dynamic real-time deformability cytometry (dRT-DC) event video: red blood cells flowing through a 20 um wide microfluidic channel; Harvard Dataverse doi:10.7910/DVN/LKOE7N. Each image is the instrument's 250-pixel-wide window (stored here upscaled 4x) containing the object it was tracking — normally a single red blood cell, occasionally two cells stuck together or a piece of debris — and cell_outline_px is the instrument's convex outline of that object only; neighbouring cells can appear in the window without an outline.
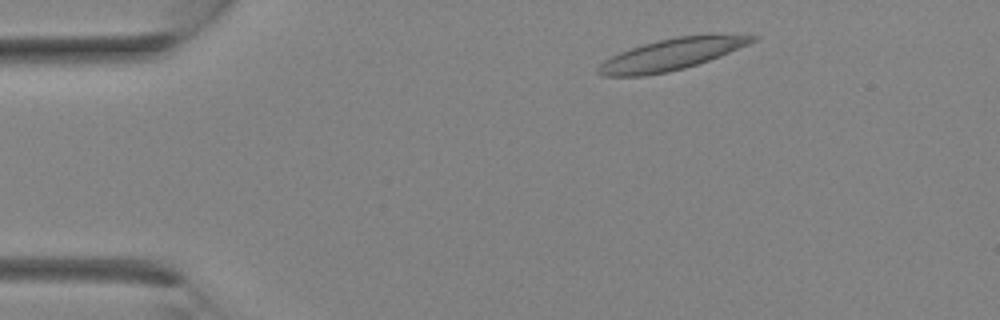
{"species": "Egyptian fruit bat (a non-hibernating species)", "species_latin": "Rousettus aegyptiacus", "temperature_condition": "room temperature", "stored_images_in_passage": 12, "camera_frame_rate_fps": 3000, "um_per_image_px": 0.085, "animal": {"sex": "female"}, "frame": {"image": 1, "passage_image": 1, "time_ms": 0.0, "image_size_px": [1000, 320], "cell_outline_px": [[760, 36], [756, 40], [748, 44], [720, 56], [684, 68], [668, 72], [644, 76], [604, 76], [596, 72], [596, 68], [604, 60], [620, 52], [644, 44], [676, 36]], "centroid_in_image_um": [56.97, 4.66], "position_along_channel_um": 28.0, "area_um2": 27.34}}
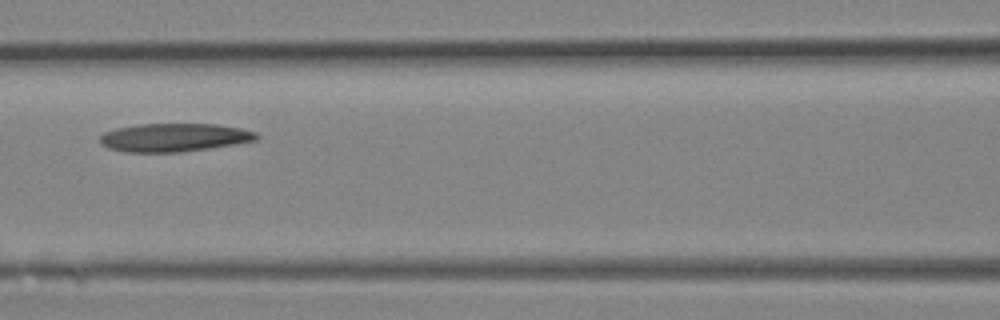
{"frame": {"image": 2, "passage_image": 9, "time_ms": 2.667, "image_size_px": [1000, 320], "cell_outline_px": [[260, 140], [208, 148], [180, 152], [124, 152], [108, 148], [100, 144], [100, 136], [104, 132], [116, 128], [140, 124], [216, 124], [240, 128], [256, 132], [260, 136]], "centroid_in_image_um": [14.81, 11.68], "position_along_channel_um": 151.8, "area_um2": 25.89}}
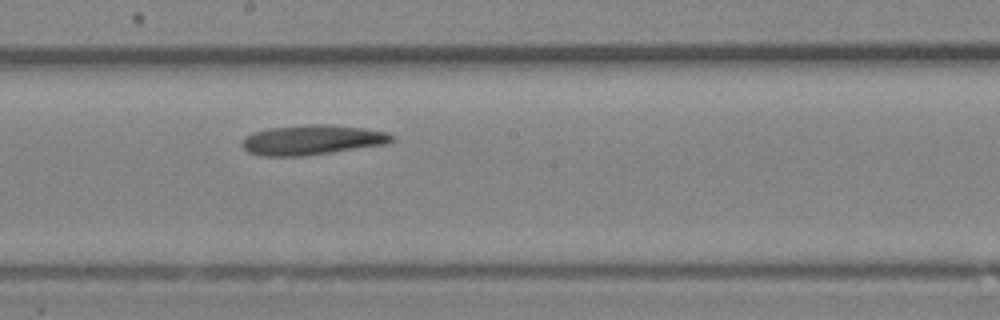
{"frame": {"image": 3, "passage_image": 12, "time_ms": 3.667, "image_size_px": [1000, 320], "cell_outline_px": [[396, 140], [388, 144], [304, 156], [260, 156], [248, 152], [240, 144], [244, 136], [252, 132], [268, 128], [308, 124], [328, 124], [364, 128], [388, 132], [396, 136]], "centroid_in_image_um": [26.54, 11.89], "position_along_channel_um": 221.7, "area_um2": 26.53}}